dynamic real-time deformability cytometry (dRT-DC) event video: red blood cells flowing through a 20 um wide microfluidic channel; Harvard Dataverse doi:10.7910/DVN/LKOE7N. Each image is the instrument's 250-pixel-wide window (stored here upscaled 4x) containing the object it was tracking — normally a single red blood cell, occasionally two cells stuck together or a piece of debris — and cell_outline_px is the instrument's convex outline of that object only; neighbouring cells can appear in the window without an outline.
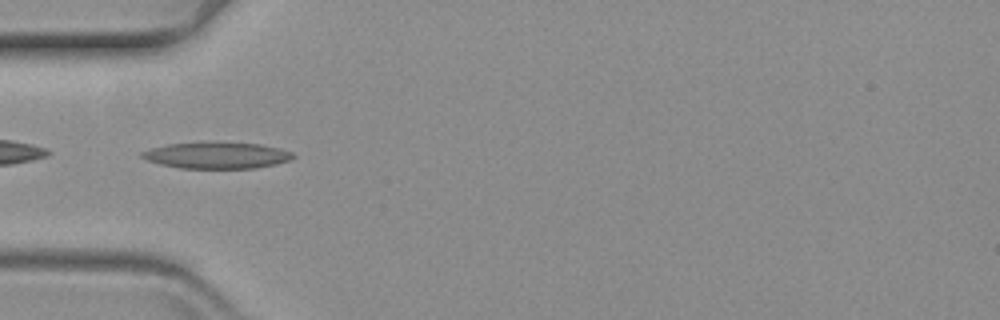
{"species": "common noctule bat (a hibernating species)", "species_latin": "Nyctalus noctula", "temperature_condition": "warm", "stored_images_in_passage": 27, "camera_frame_rate_fps": 3000, "um_per_image_px": 0.085, "animal": {"sex": "female", "body_mass_g": 19.3, "forearm_length_mm": 54.1}, "frame": {"image": 1, "passage_image": 16, "time_ms": 5.0, "image_size_px": [1000, 320], "cell_outline_px": [[296, 156], [288, 160], [256, 168], [180, 168], [160, 164], [148, 160], [140, 156], [140, 152], [152, 148], [168, 144], [260, 144], [280, 148], [292, 152]], "centroid_in_image_um": [18.42, 13.23], "position_along_channel_um": 66.6, "area_um2": 22.31}}
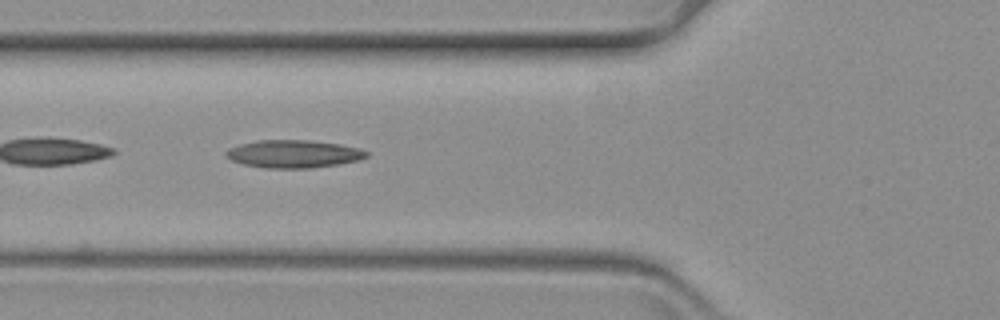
{"frame": {"image": 2, "passage_image": 19, "time_ms": 6.0, "image_size_px": [1000, 320], "cell_outline_px": [[368, 156], [356, 160], [340, 164], [312, 168], [264, 168], [244, 164], [232, 160], [224, 156], [224, 152], [228, 148], [240, 144], [256, 140], [308, 140], [340, 144], [360, 148], [368, 152]], "centroid_in_image_um": [24.92, 13.08], "position_along_channel_um": 100.9, "area_um2": 22.83}}
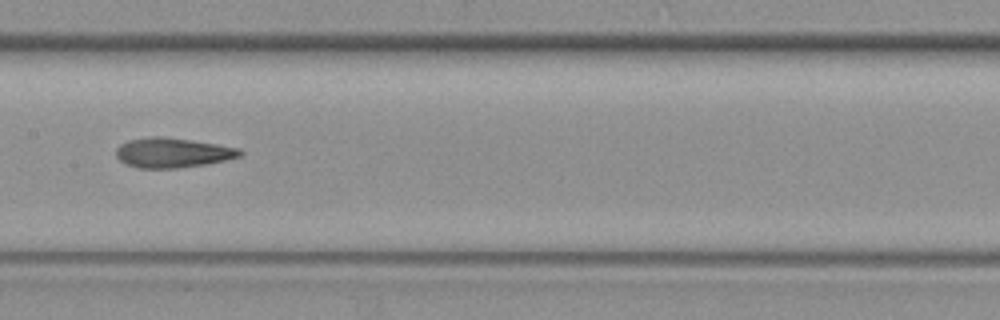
{"frame": {"image": 3, "passage_image": 27, "time_ms": 8.667, "image_size_px": [1000, 320], "cell_outline_px": [[244, 152], [240, 156], [224, 160], [204, 164], [176, 168], [136, 168], [120, 160], [116, 156], [116, 148], [120, 144], [128, 140], [152, 136], [160, 136], [192, 140], [240, 148]], "centroid_in_image_um": [14.65, 12.97], "position_along_channel_um": 192.7, "area_um2": 21.39}}